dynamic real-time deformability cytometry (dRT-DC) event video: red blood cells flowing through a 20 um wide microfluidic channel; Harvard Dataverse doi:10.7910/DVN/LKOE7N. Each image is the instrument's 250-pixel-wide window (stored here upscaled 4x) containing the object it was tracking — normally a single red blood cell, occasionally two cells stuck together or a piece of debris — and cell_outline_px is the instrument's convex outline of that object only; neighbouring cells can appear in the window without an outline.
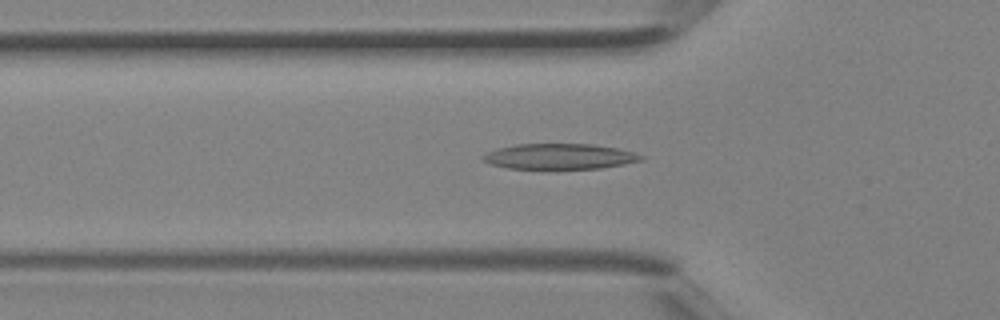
{"species": "Egyptian fruit bat (a non-hibernating species)", "species_latin": "Rousettus aegyptiacus", "temperature_condition": "room temperature", "stored_images_in_passage": 40, "camera_frame_rate_fps": 3000, "um_per_image_px": 0.085, "animal": {"sex": "female"}, "frame": {"image": 1, "passage_image": 13, "time_ms": 4.0, "image_size_px": [1000, 320], "cell_outline_px": [[644, 160], [624, 164], [600, 168], [508, 168], [492, 164], [484, 160], [480, 156], [496, 148], [516, 144], [592, 144], [616, 148], [632, 152], [644, 156]], "centroid_in_image_um": [47.56, 13.29], "position_along_channel_um": 78.2, "area_um2": 23.24}}
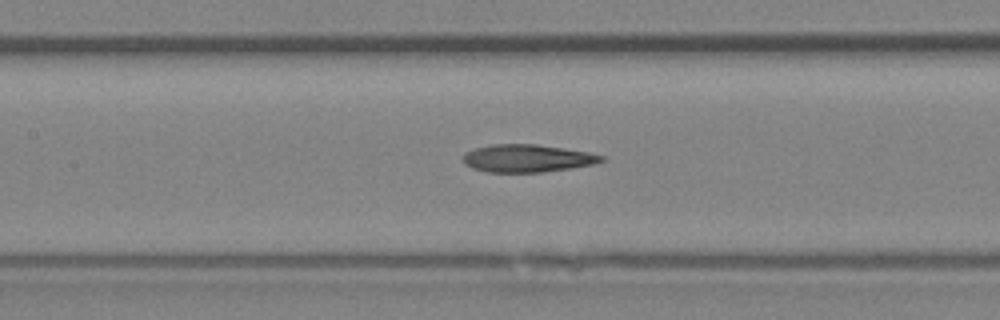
{"frame": {"image": 2, "passage_image": 18, "time_ms": 5.667, "image_size_px": [1000, 320], "cell_outline_px": [[604, 160], [592, 164], [568, 168], [540, 172], [488, 172], [472, 168], [464, 160], [464, 152], [476, 148], [492, 144], [536, 144], [588, 152], [604, 156]], "centroid_in_image_um": [44.8, 13.45], "position_along_channel_um": 162.6, "area_um2": 21.91}}
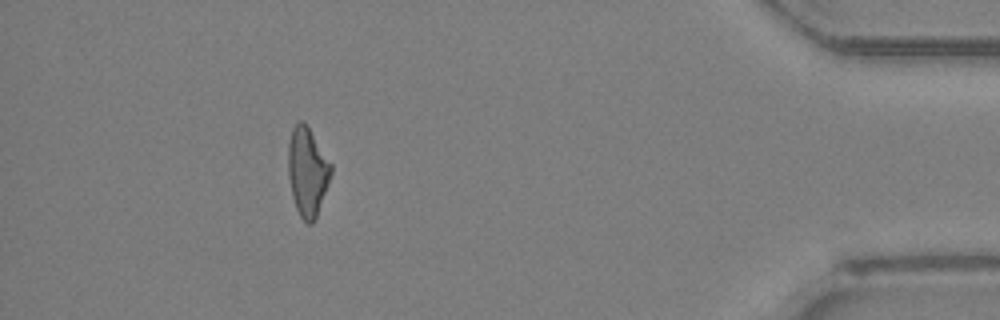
{"frame": {"image": 3, "passage_image": 36, "time_ms": 11.667, "image_size_px": [1000, 320], "cell_outline_px": [[332, 172], [316, 216], [312, 224], [308, 224], [300, 216], [296, 208], [292, 196], [288, 176], [288, 140], [292, 128], [300, 120], [304, 120], [332, 164]], "centroid_in_image_um": [26.11, 14.55], "position_along_channel_um": 409.1, "area_um2": 22.08}}